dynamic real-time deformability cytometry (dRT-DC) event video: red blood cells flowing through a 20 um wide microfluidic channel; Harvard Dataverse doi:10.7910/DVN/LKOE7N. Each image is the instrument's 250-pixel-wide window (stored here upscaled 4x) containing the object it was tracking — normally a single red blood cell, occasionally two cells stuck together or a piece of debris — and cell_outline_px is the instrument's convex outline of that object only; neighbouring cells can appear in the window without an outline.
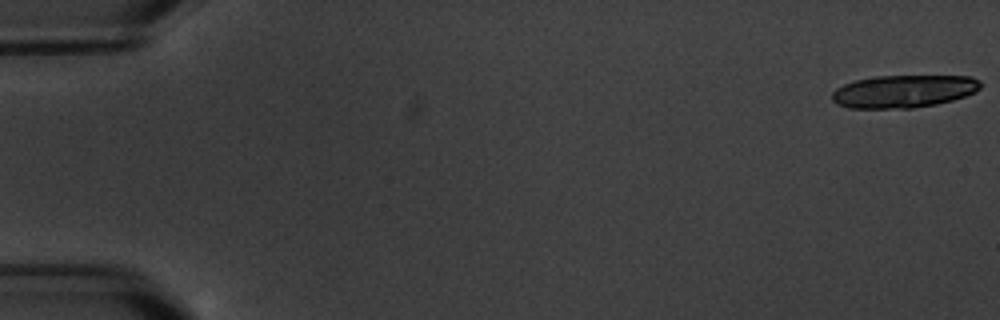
{"species": "common noctule bat (a hibernating species)", "species_latin": "Nyctalus noctula", "temperature_condition": "warm", "stored_images_in_passage": 7, "camera_frame_rate_fps": 3000, "um_per_image_px": 0.085, "animal": {"sex": "male", "body_mass_g": 20.1, "forearm_length_mm": 53.5}, "frame": {"image": 1, "passage_image": 1, "time_ms": 0.0, "image_size_px": [1000, 320], "cell_outline_px": [[980, 88], [976, 92], [952, 100], [936, 104], [912, 108], [848, 108], [836, 104], [832, 100], [832, 92], [836, 88], [844, 84], [856, 80], [876, 76], [972, 76], [980, 80]], "centroid_in_image_um": [76.8, 7.76], "position_along_channel_um": 8.2, "area_um2": 28.32}}